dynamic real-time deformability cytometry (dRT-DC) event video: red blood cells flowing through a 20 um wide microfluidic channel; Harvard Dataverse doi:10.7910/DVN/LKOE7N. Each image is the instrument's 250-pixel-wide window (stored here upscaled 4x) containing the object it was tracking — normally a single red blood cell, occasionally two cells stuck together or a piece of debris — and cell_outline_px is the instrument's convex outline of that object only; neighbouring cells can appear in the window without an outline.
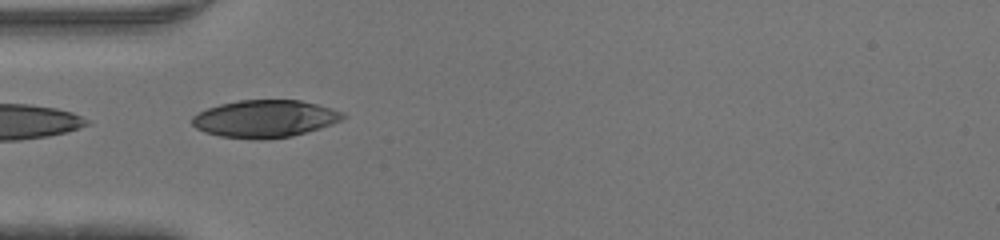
{"species": "human", "species_latin": "Homo sapiens", "temperature_condition": "warm", "stored_images_in_passage": 14, "camera_frame_rate_fps": 3000, "um_per_image_px": 0.085, "donor": {"sex": "male"}, "frame": {"image": 1, "passage_image": 1, "time_ms": 0.0, "image_size_px": [1000, 240], "cell_outline_px": [[348, 116], [332, 124], [320, 128], [292, 136], [264, 140], [252, 140], [220, 136], [204, 132], [196, 128], [192, 124], [192, 116], [208, 108], [220, 104], [240, 100], [300, 100], [332, 108], [344, 112]], "centroid_in_image_um": [22.52, 10.1], "position_along_channel_um": 62.5, "area_um2": 33.0}}
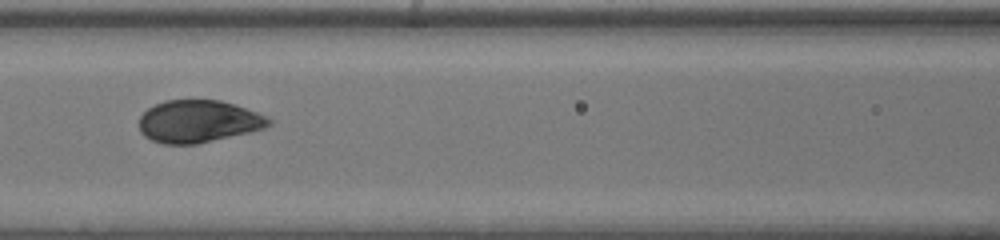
{"frame": {"image": 2, "passage_image": 7, "time_ms": 2.0, "image_size_px": [1000, 240], "cell_outline_px": [[272, 124], [264, 128], [248, 132], [196, 144], [164, 144], [152, 140], [144, 136], [140, 132], [140, 116], [148, 108], [164, 100], [220, 100], [256, 112], [272, 120]], "centroid_in_image_um": [16.83, 10.32], "position_along_channel_um": 149.8, "area_um2": 31.67}}
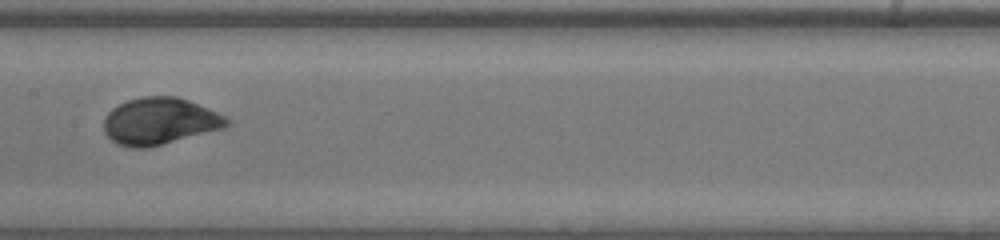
{"frame": {"image": 3, "passage_image": 10, "time_ms": 3.0, "image_size_px": [1000, 240], "cell_outline_px": [[228, 124], [224, 128], [148, 148], [132, 148], [120, 144], [112, 140], [104, 132], [104, 116], [112, 108], [128, 100], [140, 96], [176, 96], [188, 100], [208, 108], [224, 116], [228, 120]], "centroid_in_image_um": [13.54, 10.3], "position_along_channel_um": 193.9, "area_um2": 33.41}}